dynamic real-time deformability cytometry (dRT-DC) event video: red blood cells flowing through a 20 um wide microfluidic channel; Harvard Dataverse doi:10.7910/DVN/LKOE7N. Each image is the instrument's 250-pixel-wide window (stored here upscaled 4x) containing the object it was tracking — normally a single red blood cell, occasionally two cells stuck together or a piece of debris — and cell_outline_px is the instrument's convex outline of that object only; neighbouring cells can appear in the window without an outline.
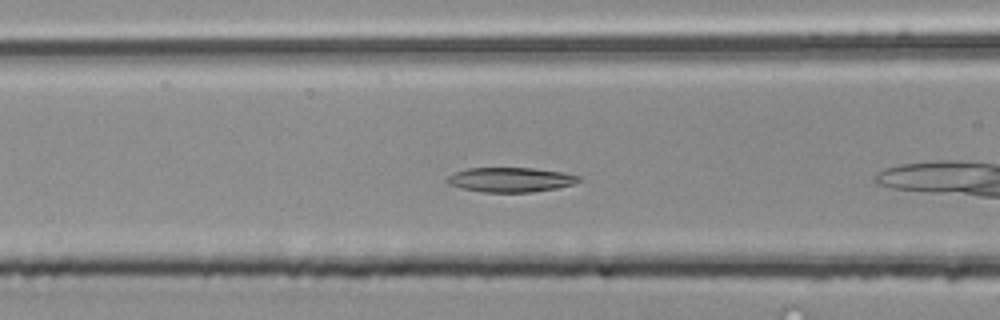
{"species": "common noctule bat (a hibernating species)", "species_latin": "Nyctalus noctula", "temperature_condition": "room temperature", "stored_images_in_passage": 15, "camera_frame_rate_fps": 3000, "um_per_image_px": 0.085, "animal": {"sex": "male", "body_mass_g": 20.4}, "frame": {"image": 1, "passage_image": 5, "time_ms": 1.333, "image_size_px": [1000, 320], "cell_outline_px": [[580, 180], [572, 184], [556, 188], [532, 192], [484, 192], [460, 188], [448, 184], [444, 180], [452, 172], [468, 168], [532, 168], [560, 172], [580, 176]], "centroid_in_image_um": [43.31, 15.27], "position_along_channel_um": 123.3, "area_um2": 18.84}}
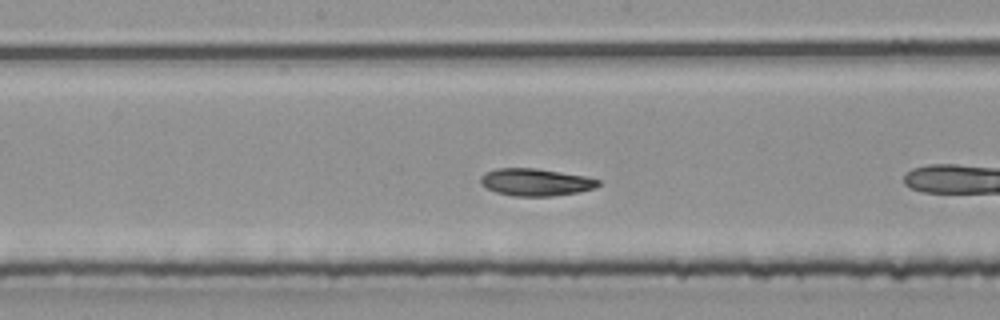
{"frame": {"image": 2, "passage_image": 11, "time_ms": 3.333, "image_size_px": [1000, 320], "cell_outline_px": [[600, 184], [596, 188], [580, 192], [552, 196], [516, 196], [496, 192], [480, 184], [480, 176], [484, 172], [496, 168], [536, 168], [584, 176], [600, 180]], "centroid_in_image_um": [45.52, 15.48], "position_along_channel_um": 202.7, "area_um2": 18.79}}